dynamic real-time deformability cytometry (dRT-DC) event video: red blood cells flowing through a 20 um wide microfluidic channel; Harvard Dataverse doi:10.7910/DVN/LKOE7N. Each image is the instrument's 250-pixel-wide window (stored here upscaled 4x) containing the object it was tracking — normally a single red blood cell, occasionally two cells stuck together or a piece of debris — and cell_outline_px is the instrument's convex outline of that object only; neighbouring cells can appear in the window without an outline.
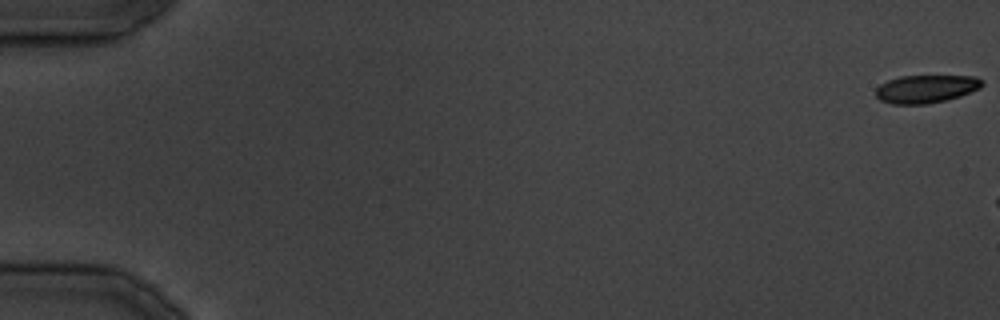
{"species": "common noctule bat (a hibernating species)", "species_latin": "Nyctalus noctula", "temperature_condition": "cold", "stored_images_in_passage": 5, "camera_frame_rate_fps": 3000, "um_per_image_px": 0.085, "animal": {"sex": "male", "body_mass_g": 19.5, "forearm_length_mm": 54.6}, "frame": {"image": 1, "passage_image": 1, "time_ms": 0.0, "image_size_px": [1000, 320], "cell_outline_px": [[984, 84], [980, 88], [960, 96], [944, 100], [924, 104], [892, 104], [880, 100], [876, 96], [876, 88], [880, 84], [888, 80], [900, 76], [976, 76], [984, 80]], "centroid_in_image_um": [78.72, 7.55], "position_along_channel_um": 6.3, "area_um2": 17.34}}